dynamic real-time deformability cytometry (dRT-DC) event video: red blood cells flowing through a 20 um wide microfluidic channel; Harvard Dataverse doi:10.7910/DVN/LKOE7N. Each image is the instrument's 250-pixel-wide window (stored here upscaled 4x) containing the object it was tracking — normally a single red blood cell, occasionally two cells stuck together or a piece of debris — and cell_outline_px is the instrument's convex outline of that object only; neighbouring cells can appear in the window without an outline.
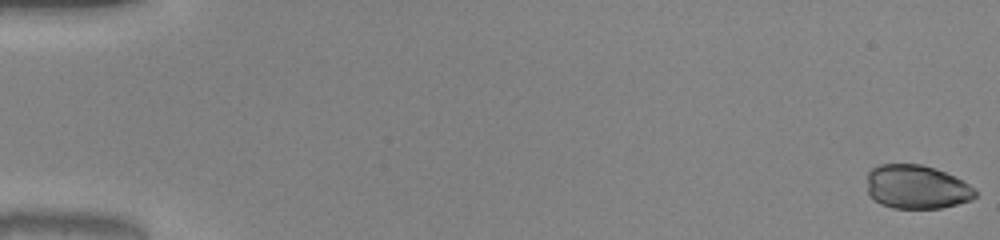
{"species": "common noctule bat (a hibernating species)", "species_latin": "Nyctalus noctula", "temperature_condition": "warm", "stored_images_in_passage": 52, "camera_frame_rate_fps": 3000, "um_per_image_px": 0.085, "animal": {"sex": "male", "body_mass_g": 20.0, "forearm_length_mm": 53.3}, "frame": {"image": 1, "passage_image": 1, "time_ms": 0.0, "image_size_px": [1000, 240], "cell_outline_px": [[976, 196], [972, 200], [940, 208], [892, 208], [880, 204], [868, 192], [868, 172], [872, 168], [880, 164], [920, 164], [944, 172], [968, 184], [976, 192]], "centroid_in_image_um": [77.89, 15.9], "position_along_channel_um": 7.1, "area_um2": 27.28}}
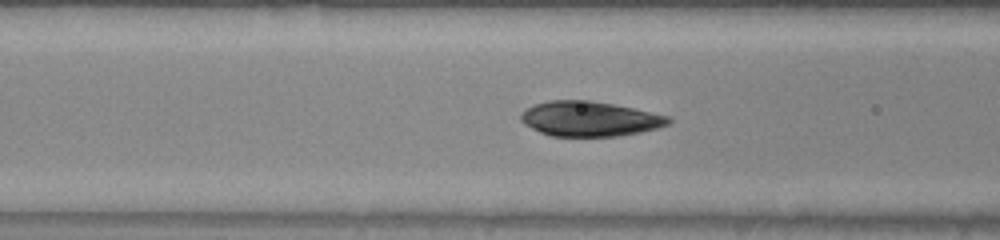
{"frame": {"image": 2, "passage_image": 22, "time_ms": 7.0, "image_size_px": [1000, 240], "cell_outline_px": [[672, 120], [668, 124], [656, 128], [640, 132], [616, 136], [552, 136], [540, 132], [524, 124], [520, 120], [520, 112], [532, 104], [548, 100], [588, 100], [612, 104], [632, 108], [668, 116]], "centroid_in_image_um": [50.05, 10.09], "position_along_channel_um": 116.5, "area_um2": 29.94}}
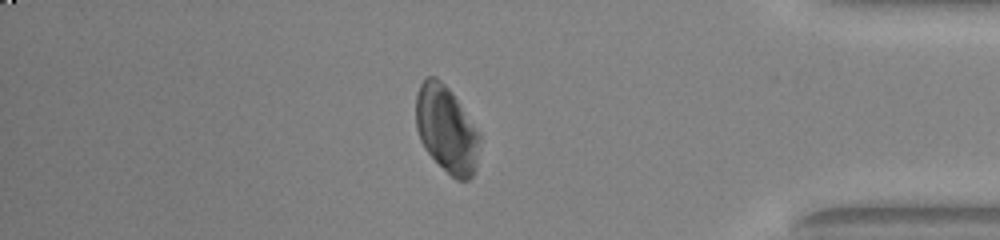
{"frame": {"image": 3, "passage_image": 45, "time_ms": 14.667, "image_size_px": [1000, 240], "cell_outline_px": [[480, 140], [476, 168], [472, 176], [468, 180], [456, 180], [424, 148], [420, 140], [416, 128], [416, 96], [420, 84], [428, 76], [436, 76], [452, 92], [480, 132]], "centroid_in_image_um": [37.96, 10.98], "position_along_channel_um": 397.2, "area_um2": 32.14}}